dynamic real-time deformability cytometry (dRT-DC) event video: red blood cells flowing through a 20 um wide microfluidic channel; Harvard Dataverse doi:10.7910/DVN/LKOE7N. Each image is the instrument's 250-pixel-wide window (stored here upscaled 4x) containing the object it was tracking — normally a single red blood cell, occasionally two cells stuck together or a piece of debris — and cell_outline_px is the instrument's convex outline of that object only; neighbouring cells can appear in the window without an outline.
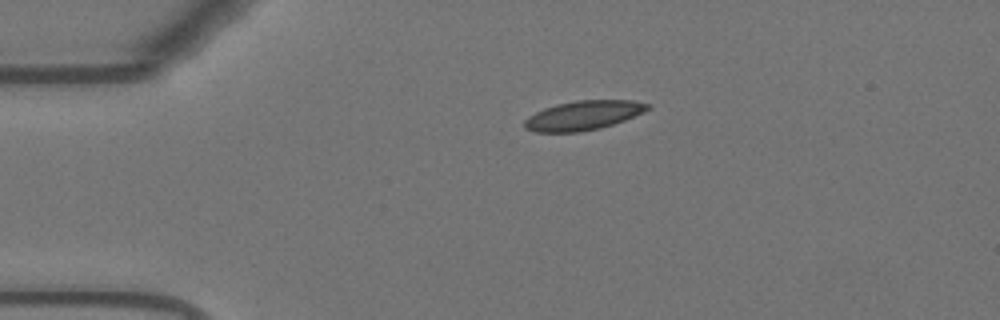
{"species": "Egyptian fruit bat (a non-hibernating species)", "species_latin": "Rousettus aegyptiacus", "temperature_condition": "warm", "stored_images_in_passage": 44, "camera_frame_rate_fps": 3000, "um_per_image_px": 0.085, "animal": {"sex": "female"}, "frame": {"image": 1, "passage_image": 1, "time_ms": 0.0, "image_size_px": [1000, 320], "cell_outline_px": [[652, 108], [624, 120], [600, 128], [580, 132], [536, 132], [524, 128], [524, 120], [528, 116], [544, 108], [556, 104], [576, 100], [632, 100], [652, 104]], "centroid_in_image_um": [49.58, 9.8], "position_along_channel_um": 35.4, "area_um2": 21.1}}
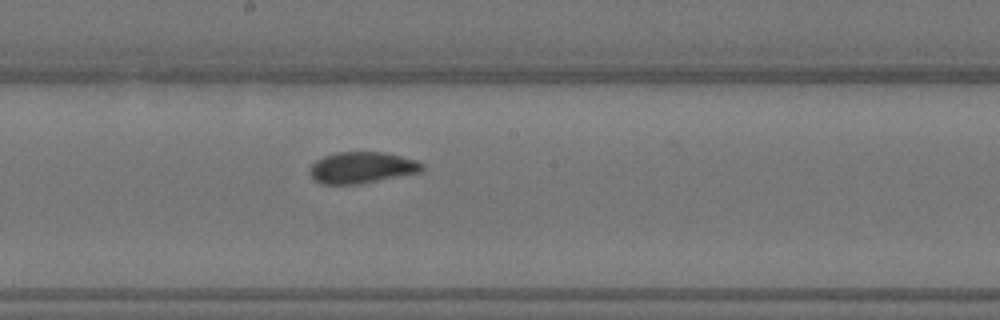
{"frame": {"image": 2, "passage_image": 19, "time_ms": 6.0, "image_size_px": [1000, 320], "cell_outline_px": [[424, 172], [360, 184], [320, 184], [312, 180], [308, 172], [308, 168], [316, 160], [324, 156], [336, 152], [384, 152], [416, 160], [424, 164]], "centroid_in_image_um": [30.75, 14.26], "position_along_channel_um": 217.5, "area_um2": 20.98}}
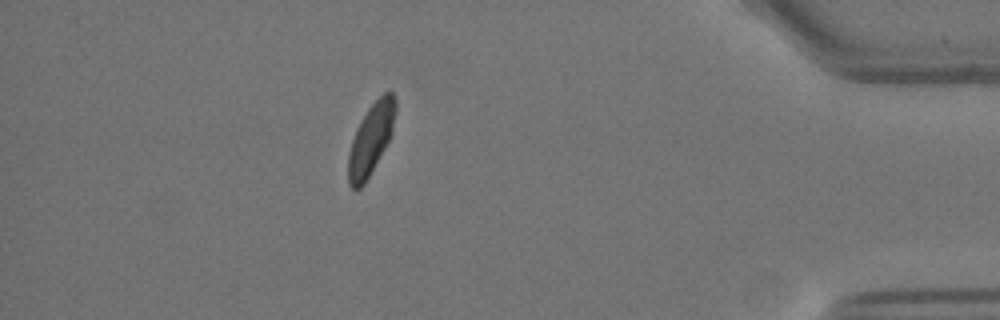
{"frame": {"image": 3, "passage_image": 38, "time_ms": 12.333, "image_size_px": [1000, 320], "cell_outline_px": [[396, 112], [392, 132], [384, 148], [364, 184], [360, 188], [352, 188], [348, 184], [348, 152], [356, 128], [360, 120], [368, 108], [384, 92], [392, 92], [396, 100]], "centroid_in_image_um": [31.51, 11.8], "position_along_channel_um": 403.7, "area_um2": 19.31}, "authors_computed_cell_mechanics": {"area_um2": 20.6635, "velocity_mm_per_s": 3.668, "shape_relaxation_time_tau1_ms": 6.0036, "shape_relaxation_time_tau2_ms": 0.8794, "deformation_change_tau1": 0.1471, "deformation_change_tau2": 0.0432}}